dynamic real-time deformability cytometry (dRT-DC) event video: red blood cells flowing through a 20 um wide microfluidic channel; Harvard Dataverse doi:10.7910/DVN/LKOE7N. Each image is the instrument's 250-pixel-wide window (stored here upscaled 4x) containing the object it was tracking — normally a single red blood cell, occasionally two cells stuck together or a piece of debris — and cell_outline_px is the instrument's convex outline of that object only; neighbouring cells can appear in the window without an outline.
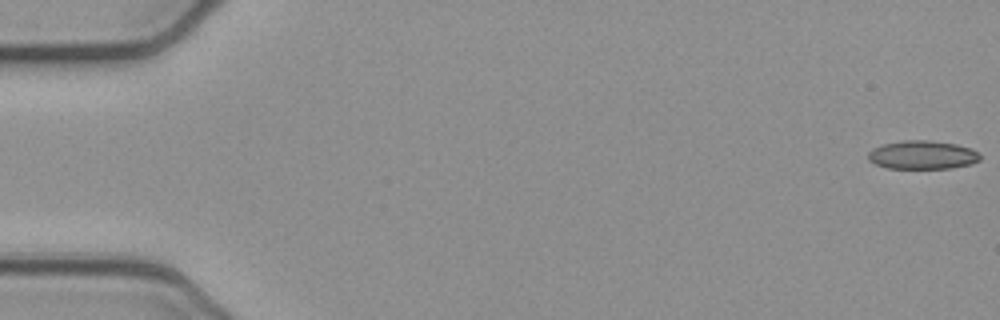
{"species": "common noctule bat (a hibernating species)", "species_latin": "Nyctalus noctula", "temperature_condition": "cold", "stored_images_in_passage": 50, "camera_frame_rate_fps": 3000, "um_per_image_px": 0.085, "animal": {"sex": "female", "body_mass_g": 21.9}, "frame": {"image": 1, "passage_image": 1, "time_ms": 0.0, "image_size_px": [1000, 320], "cell_outline_px": [[980, 160], [972, 164], [952, 168], [888, 168], [876, 164], [868, 160], [868, 152], [872, 148], [880, 144], [904, 140], [928, 140], [956, 144], [972, 148], [980, 156]], "centroid_in_image_um": [78.39, 13.16], "position_along_channel_um": 6.6, "area_um2": 18.73}}
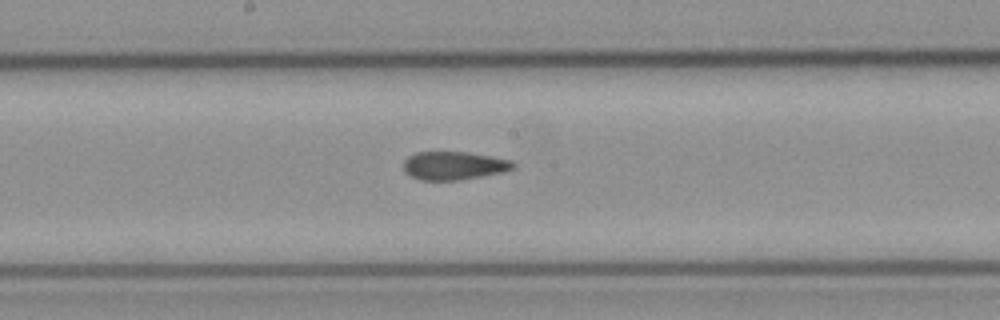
{"frame": {"image": 2, "passage_image": 28, "time_ms": 9.0, "image_size_px": [1000, 320], "cell_outline_px": [[516, 168], [500, 172], [460, 180], [420, 180], [404, 172], [404, 160], [408, 156], [416, 152], [468, 152], [512, 160], [516, 164]], "centroid_in_image_um": [38.57, 14.07], "position_along_channel_um": 209.6, "area_um2": 18.03}}
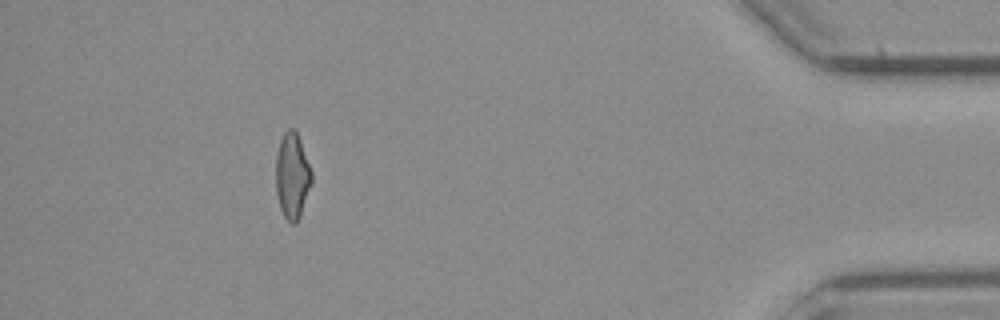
{"frame": {"image": 3, "passage_image": 48, "time_ms": 15.667, "image_size_px": [1000, 320], "cell_outline_px": [[312, 180], [300, 216], [296, 224], [292, 224], [284, 216], [280, 208], [276, 192], [276, 156], [280, 140], [284, 132], [288, 128], [292, 128], [296, 132], [300, 140], [312, 172]], "centroid_in_image_um": [24.83, 14.95], "position_along_channel_um": 410.4, "area_um2": 17.74}, "authors_computed_cell_mechanics": {"area_um2": 18.8139, "velocity_mm_per_s": 3.9046, "shape_relaxation_time_tau1_ms": 11.1703, "shape_relaxation_time_tau2_ms": 1.9529, "deformation_change_tau1": 0.2241, "deformation_change_tau2": 0.1015}}